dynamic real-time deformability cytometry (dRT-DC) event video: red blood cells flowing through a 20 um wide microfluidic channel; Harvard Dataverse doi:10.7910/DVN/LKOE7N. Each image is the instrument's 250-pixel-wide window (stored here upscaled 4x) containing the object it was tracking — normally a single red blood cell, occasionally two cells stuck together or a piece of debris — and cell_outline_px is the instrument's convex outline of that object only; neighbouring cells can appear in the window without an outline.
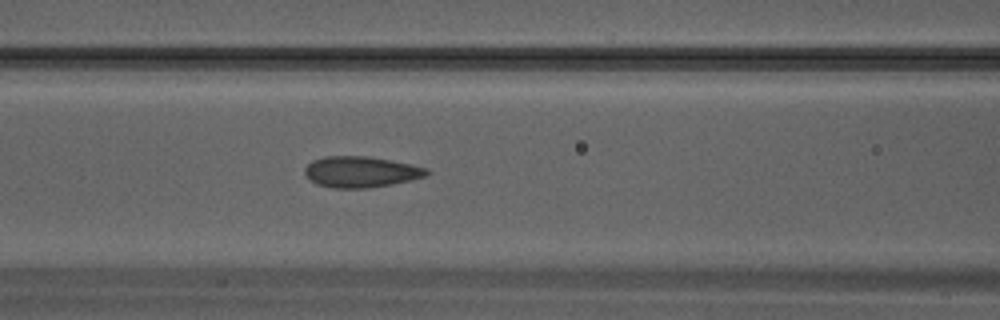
{"species": "Egyptian fruit bat (a non-hibernating species)", "species_latin": "Rousettus aegyptiacus", "temperature_condition": "warm", "stored_images_in_passage": 24, "camera_frame_rate_fps": 3000, "um_per_image_px": 0.085, "animal": {"sex": "male"}, "frame": {"image": 1, "passage_image": 9, "time_ms": 2.667, "image_size_px": [1000, 320], "cell_outline_px": [[432, 172], [428, 176], [392, 184], [368, 188], [336, 188], [316, 184], [304, 172], [304, 168], [312, 160], [324, 156], [368, 156], [412, 164], [428, 168]], "centroid_in_image_um": [30.72, 14.6], "position_along_channel_um": 135.9, "area_um2": 22.14}}
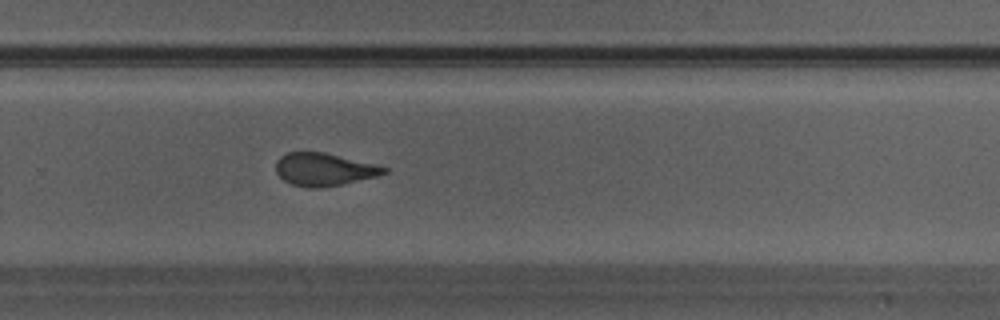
{"frame": {"image": 2, "passage_image": 17, "time_ms": 5.333, "image_size_px": [1000, 320], "cell_outline_px": [[388, 172], [376, 176], [344, 184], [316, 188], [312, 188], [292, 184], [284, 180], [276, 172], [276, 160], [280, 156], [288, 152], [324, 152], [388, 168]], "centroid_in_image_um": [27.51, 14.4], "position_along_channel_um": 302.3, "area_um2": 20.35}}
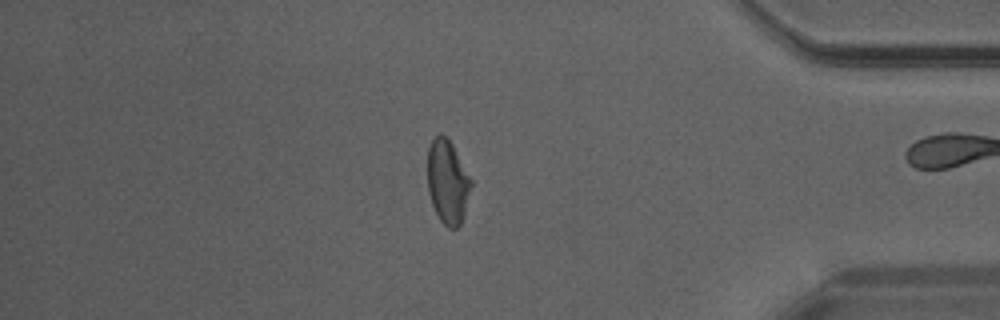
{"frame": {"image": 3, "passage_image": 23, "time_ms": 7.333, "image_size_px": [1000, 320], "cell_outline_px": [[472, 184], [464, 212], [460, 224], [456, 228], [448, 228], [440, 220], [432, 204], [428, 192], [428, 148], [432, 140], [440, 132], [452, 144], [472, 180]], "centroid_in_image_um": [38.04, 15.45], "position_along_channel_um": 397.2, "area_um2": 20.98}}